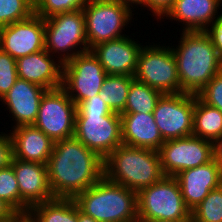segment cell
I'll use <instances>...</instances> for the list:
<instances>
[{
    "label": "cell",
    "instance_id": "obj_34",
    "mask_svg": "<svg viewBox=\"0 0 222 222\" xmlns=\"http://www.w3.org/2000/svg\"><path fill=\"white\" fill-rule=\"evenodd\" d=\"M13 159V142L10 134H0V169L11 165Z\"/></svg>",
    "mask_w": 222,
    "mask_h": 222
},
{
    "label": "cell",
    "instance_id": "obj_8",
    "mask_svg": "<svg viewBox=\"0 0 222 222\" xmlns=\"http://www.w3.org/2000/svg\"><path fill=\"white\" fill-rule=\"evenodd\" d=\"M134 79L162 94L184 93L180 87L176 60L171 47H142Z\"/></svg>",
    "mask_w": 222,
    "mask_h": 222
},
{
    "label": "cell",
    "instance_id": "obj_26",
    "mask_svg": "<svg viewBox=\"0 0 222 222\" xmlns=\"http://www.w3.org/2000/svg\"><path fill=\"white\" fill-rule=\"evenodd\" d=\"M162 93L134 80L129 88L125 110L121 114L152 113Z\"/></svg>",
    "mask_w": 222,
    "mask_h": 222
},
{
    "label": "cell",
    "instance_id": "obj_18",
    "mask_svg": "<svg viewBox=\"0 0 222 222\" xmlns=\"http://www.w3.org/2000/svg\"><path fill=\"white\" fill-rule=\"evenodd\" d=\"M54 56L44 49L19 57L16 59L18 78L47 90L62 87L63 64L59 60L56 63L52 58Z\"/></svg>",
    "mask_w": 222,
    "mask_h": 222
},
{
    "label": "cell",
    "instance_id": "obj_25",
    "mask_svg": "<svg viewBox=\"0 0 222 222\" xmlns=\"http://www.w3.org/2000/svg\"><path fill=\"white\" fill-rule=\"evenodd\" d=\"M134 80V77L131 76H106L99 96L112 112L121 114L125 110L129 88Z\"/></svg>",
    "mask_w": 222,
    "mask_h": 222
},
{
    "label": "cell",
    "instance_id": "obj_32",
    "mask_svg": "<svg viewBox=\"0 0 222 222\" xmlns=\"http://www.w3.org/2000/svg\"><path fill=\"white\" fill-rule=\"evenodd\" d=\"M197 96L207 105L222 112V71L216 74Z\"/></svg>",
    "mask_w": 222,
    "mask_h": 222
},
{
    "label": "cell",
    "instance_id": "obj_20",
    "mask_svg": "<svg viewBox=\"0 0 222 222\" xmlns=\"http://www.w3.org/2000/svg\"><path fill=\"white\" fill-rule=\"evenodd\" d=\"M221 3L222 0H175L165 16L183 25L186 23L183 31H205L210 24L222 19V14L216 16Z\"/></svg>",
    "mask_w": 222,
    "mask_h": 222
},
{
    "label": "cell",
    "instance_id": "obj_3",
    "mask_svg": "<svg viewBox=\"0 0 222 222\" xmlns=\"http://www.w3.org/2000/svg\"><path fill=\"white\" fill-rule=\"evenodd\" d=\"M104 176L138 193L165 175L159 151L121 144L104 159Z\"/></svg>",
    "mask_w": 222,
    "mask_h": 222
},
{
    "label": "cell",
    "instance_id": "obj_41",
    "mask_svg": "<svg viewBox=\"0 0 222 222\" xmlns=\"http://www.w3.org/2000/svg\"><path fill=\"white\" fill-rule=\"evenodd\" d=\"M119 2L125 3L132 7V4L141 5L143 3V0H117Z\"/></svg>",
    "mask_w": 222,
    "mask_h": 222
},
{
    "label": "cell",
    "instance_id": "obj_33",
    "mask_svg": "<svg viewBox=\"0 0 222 222\" xmlns=\"http://www.w3.org/2000/svg\"><path fill=\"white\" fill-rule=\"evenodd\" d=\"M111 109L107 104L102 100L98 95H95L93 98L87 99L80 102L77 105L76 115H90V114H100L108 115L111 114Z\"/></svg>",
    "mask_w": 222,
    "mask_h": 222
},
{
    "label": "cell",
    "instance_id": "obj_40",
    "mask_svg": "<svg viewBox=\"0 0 222 222\" xmlns=\"http://www.w3.org/2000/svg\"><path fill=\"white\" fill-rule=\"evenodd\" d=\"M5 222H27V216L23 214H17L14 218Z\"/></svg>",
    "mask_w": 222,
    "mask_h": 222
},
{
    "label": "cell",
    "instance_id": "obj_28",
    "mask_svg": "<svg viewBox=\"0 0 222 222\" xmlns=\"http://www.w3.org/2000/svg\"><path fill=\"white\" fill-rule=\"evenodd\" d=\"M34 13V0H0V27L25 20Z\"/></svg>",
    "mask_w": 222,
    "mask_h": 222
},
{
    "label": "cell",
    "instance_id": "obj_19",
    "mask_svg": "<svg viewBox=\"0 0 222 222\" xmlns=\"http://www.w3.org/2000/svg\"><path fill=\"white\" fill-rule=\"evenodd\" d=\"M47 89L28 82L26 80L17 79L13 87L9 92L0 100L4 102L9 108V112L12 114L16 125H33L35 123L39 104L42 96Z\"/></svg>",
    "mask_w": 222,
    "mask_h": 222
},
{
    "label": "cell",
    "instance_id": "obj_35",
    "mask_svg": "<svg viewBox=\"0 0 222 222\" xmlns=\"http://www.w3.org/2000/svg\"><path fill=\"white\" fill-rule=\"evenodd\" d=\"M175 0H143L141 7L145 6L150 8L153 13V16H158L159 18H163L167 14V12L174 5Z\"/></svg>",
    "mask_w": 222,
    "mask_h": 222
},
{
    "label": "cell",
    "instance_id": "obj_15",
    "mask_svg": "<svg viewBox=\"0 0 222 222\" xmlns=\"http://www.w3.org/2000/svg\"><path fill=\"white\" fill-rule=\"evenodd\" d=\"M11 166L19 186L20 214L27 215L31 206L54 199L49 186L47 165L13 158Z\"/></svg>",
    "mask_w": 222,
    "mask_h": 222
},
{
    "label": "cell",
    "instance_id": "obj_36",
    "mask_svg": "<svg viewBox=\"0 0 222 222\" xmlns=\"http://www.w3.org/2000/svg\"><path fill=\"white\" fill-rule=\"evenodd\" d=\"M204 32L209 36L213 46L222 58V19L210 25Z\"/></svg>",
    "mask_w": 222,
    "mask_h": 222
},
{
    "label": "cell",
    "instance_id": "obj_13",
    "mask_svg": "<svg viewBox=\"0 0 222 222\" xmlns=\"http://www.w3.org/2000/svg\"><path fill=\"white\" fill-rule=\"evenodd\" d=\"M161 168L165 176L210 162L215 157L214 143L196 136L166 140L160 150Z\"/></svg>",
    "mask_w": 222,
    "mask_h": 222
},
{
    "label": "cell",
    "instance_id": "obj_31",
    "mask_svg": "<svg viewBox=\"0 0 222 222\" xmlns=\"http://www.w3.org/2000/svg\"><path fill=\"white\" fill-rule=\"evenodd\" d=\"M18 79L16 59L0 48V100Z\"/></svg>",
    "mask_w": 222,
    "mask_h": 222
},
{
    "label": "cell",
    "instance_id": "obj_27",
    "mask_svg": "<svg viewBox=\"0 0 222 222\" xmlns=\"http://www.w3.org/2000/svg\"><path fill=\"white\" fill-rule=\"evenodd\" d=\"M191 222H222V184L191 210Z\"/></svg>",
    "mask_w": 222,
    "mask_h": 222
},
{
    "label": "cell",
    "instance_id": "obj_12",
    "mask_svg": "<svg viewBox=\"0 0 222 222\" xmlns=\"http://www.w3.org/2000/svg\"><path fill=\"white\" fill-rule=\"evenodd\" d=\"M195 94H162L152 112L163 139L193 135Z\"/></svg>",
    "mask_w": 222,
    "mask_h": 222
},
{
    "label": "cell",
    "instance_id": "obj_24",
    "mask_svg": "<svg viewBox=\"0 0 222 222\" xmlns=\"http://www.w3.org/2000/svg\"><path fill=\"white\" fill-rule=\"evenodd\" d=\"M193 136L214 144L222 137V112L195 95Z\"/></svg>",
    "mask_w": 222,
    "mask_h": 222
},
{
    "label": "cell",
    "instance_id": "obj_21",
    "mask_svg": "<svg viewBox=\"0 0 222 222\" xmlns=\"http://www.w3.org/2000/svg\"><path fill=\"white\" fill-rule=\"evenodd\" d=\"M12 128L13 158L46 165L55 142L34 125Z\"/></svg>",
    "mask_w": 222,
    "mask_h": 222
},
{
    "label": "cell",
    "instance_id": "obj_39",
    "mask_svg": "<svg viewBox=\"0 0 222 222\" xmlns=\"http://www.w3.org/2000/svg\"><path fill=\"white\" fill-rule=\"evenodd\" d=\"M78 222H98V221L95 220L93 217L86 215L84 212H82L79 209L78 206Z\"/></svg>",
    "mask_w": 222,
    "mask_h": 222
},
{
    "label": "cell",
    "instance_id": "obj_42",
    "mask_svg": "<svg viewBox=\"0 0 222 222\" xmlns=\"http://www.w3.org/2000/svg\"><path fill=\"white\" fill-rule=\"evenodd\" d=\"M138 222H178V221H169V220H138Z\"/></svg>",
    "mask_w": 222,
    "mask_h": 222
},
{
    "label": "cell",
    "instance_id": "obj_22",
    "mask_svg": "<svg viewBox=\"0 0 222 222\" xmlns=\"http://www.w3.org/2000/svg\"><path fill=\"white\" fill-rule=\"evenodd\" d=\"M124 145L159 151L164 144L152 113L120 114Z\"/></svg>",
    "mask_w": 222,
    "mask_h": 222
},
{
    "label": "cell",
    "instance_id": "obj_6",
    "mask_svg": "<svg viewBox=\"0 0 222 222\" xmlns=\"http://www.w3.org/2000/svg\"><path fill=\"white\" fill-rule=\"evenodd\" d=\"M82 10L89 51L99 43L127 36L121 32L133 18L129 5L117 0H91L86 2Z\"/></svg>",
    "mask_w": 222,
    "mask_h": 222
},
{
    "label": "cell",
    "instance_id": "obj_38",
    "mask_svg": "<svg viewBox=\"0 0 222 222\" xmlns=\"http://www.w3.org/2000/svg\"><path fill=\"white\" fill-rule=\"evenodd\" d=\"M214 152L216 160L222 167V137L214 144Z\"/></svg>",
    "mask_w": 222,
    "mask_h": 222
},
{
    "label": "cell",
    "instance_id": "obj_2",
    "mask_svg": "<svg viewBox=\"0 0 222 222\" xmlns=\"http://www.w3.org/2000/svg\"><path fill=\"white\" fill-rule=\"evenodd\" d=\"M179 45L171 48L181 90L198 95L222 71V58L204 31H182Z\"/></svg>",
    "mask_w": 222,
    "mask_h": 222
},
{
    "label": "cell",
    "instance_id": "obj_29",
    "mask_svg": "<svg viewBox=\"0 0 222 222\" xmlns=\"http://www.w3.org/2000/svg\"><path fill=\"white\" fill-rule=\"evenodd\" d=\"M86 0H34V13L43 19L65 12L82 10Z\"/></svg>",
    "mask_w": 222,
    "mask_h": 222
},
{
    "label": "cell",
    "instance_id": "obj_23",
    "mask_svg": "<svg viewBox=\"0 0 222 222\" xmlns=\"http://www.w3.org/2000/svg\"><path fill=\"white\" fill-rule=\"evenodd\" d=\"M27 222H78V205L74 198H54L29 208Z\"/></svg>",
    "mask_w": 222,
    "mask_h": 222
},
{
    "label": "cell",
    "instance_id": "obj_37",
    "mask_svg": "<svg viewBox=\"0 0 222 222\" xmlns=\"http://www.w3.org/2000/svg\"><path fill=\"white\" fill-rule=\"evenodd\" d=\"M18 213L4 200L0 199V222L14 218Z\"/></svg>",
    "mask_w": 222,
    "mask_h": 222
},
{
    "label": "cell",
    "instance_id": "obj_17",
    "mask_svg": "<svg viewBox=\"0 0 222 222\" xmlns=\"http://www.w3.org/2000/svg\"><path fill=\"white\" fill-rule=\"evenodd\" d=\"M175 178L185 205L193 210L211 190L222 184V167L214 157L204 165L179 172Z\"/></svg>",
    "mask_w": 222,
    "mask_h": 222
},
{
    "label": "cell",
    "instance_id": "obj_14",
    "mask_svg": "<svg viewBox=\"0 0 222 222\" xmlns=\"http://www.w3.org/2000/svg\"><path fill=\"white\" fill-rule=\"evenodd\" d=\"M45 22L33 13L29 18L0 27V48L18 59L45 49Z\"/></svg>",
    "mask_w": 222,
    "mask_h": 222
},
{
    "label": "cell",
    "instance_id": "obj_11",
    "mask_svg": "<svg viewBox=\"0 0 222 222\" xmlns=\"http://www.w3.org/2000/svg\"><path fill=\"white\" fill-rule=\"evenodd\" d=\"M74 137L105 159L122 142L121 116L90 114L75 116Z\"/></svg>",
    "mask_w": 222,
    "mask_h": 222
},
{
    "label": "cell",
    "instance_id": "obj_5",
    "mask_svg": "<svg viewBox=\"0 0 222 222\" xmlns=\"http://www.w3.org/2000/svg\"><path fill=\"white\" fill-rule=\"evenodd\" d=\"M138 220L191 222L177 179L164 176L159 182L137 193Z\"/></svg>",
    "mask_w": 222,
    "mask_h": 222
},
{
    "label": "cell",
    "instance_id": "obj_1",
    "mask_svg": "<svg viewBox=\"0 0 222 222\" xmlns=\"http://www.w3.org/2000/svg\"><path fill=\"white\" fill-rule=\"evenodd\" d=\"M46 165L54 198H75L104 176V159L75 137L56 141Z\"/></svg>",
    "mask_w": 222,
    "mask_h": 222
},
{
    "label": "cell",
    "instance_id": "obj_16",
    "mask_svg": "<svg viewBox=\"0 0 222 222\" xmlns=\"http://www.w3.org/2000/svg\"><path fill=\"white\" fill-rule=\"evenodd\" d=\"M141 46L136 41L124 36L93 46L90 51L98 59L108 75L134 77L137 70Z\"/></svg>",
    "mask_w": 222,
    "mask_h": 222
},
{
    "label": "cell",
    "instance_id": "obj_4",
    "mask_svg": "<svg viewBox=\"0 0 222 222\" xmlns=\"http://www.w3.org/2000/svg\"><path fill=\"white\" fill-rule=\"evenodd\" d=\"M74 199L82 212L98 222H138L137 192L105 176Z\"/></svg>",
    "mask_w": 222,
    "mask_h": 222
},
{
    "label": "cell",
    "instance_id": "obj_9",
    "mask_svg": "<svg viewBox=\"0 0 222 222\" xmlns=\"http://www.w3.org/2000/svg\"><path fill=\"white\" fill-rule=\"evenodd\" d=\"M77 105L62 88L47 90L33 124L54 142L74 137Z\"/></svg>",
    "mask_w": 222,
    "mask_h": 222
},
{
    "label": "cell",
    "instance_id": "obj_10",
    "mask_svg": "<svg viewBox=\"0 0 222 222\" xmlns=\"http://www.w3.org/2000/svg\"><path fill=\"white\" fill-rule=\"evenodd\" d=\"M107 75L98 59L87 51L63 64L62 88L78 105L101 92Z\"/></svg>",
    "mask_w": 222,
    "mask_h": 222
},
{
    "label": "cell",
    "instance_id": "obj_30",
    "mask_svg": "<svg viewBox=\"0 0 222 222\" xmlns=\"http://www.w3.org/2000/svg\"><path fill=\"white\" fill-rule=\"evenodd\" d=\"M0 199L20 214V192L13 167L0 169Z\"/></svg>",
    "mask_w": 222,
    "mask_h": 222
},
{
    "label": "cell",
    "instance_id": "obj_7",
    "mask_svg": "<svg viewBox=\"0 0 222 222\" xmlns=\"http://www.w3.org/2000/svg\"><path fill=\"white\" fill-rule=\"evenodd\" d=\"M44 22L45 50L51 54L60 53L59 61L62 64L78 54L89 51L83 10L57 14L44 19ZM77 46L80 47L79 50L76 49Z\"/></svg>",
    "mask_w": 222,
    "mask_h": 222
}]
</instances>
